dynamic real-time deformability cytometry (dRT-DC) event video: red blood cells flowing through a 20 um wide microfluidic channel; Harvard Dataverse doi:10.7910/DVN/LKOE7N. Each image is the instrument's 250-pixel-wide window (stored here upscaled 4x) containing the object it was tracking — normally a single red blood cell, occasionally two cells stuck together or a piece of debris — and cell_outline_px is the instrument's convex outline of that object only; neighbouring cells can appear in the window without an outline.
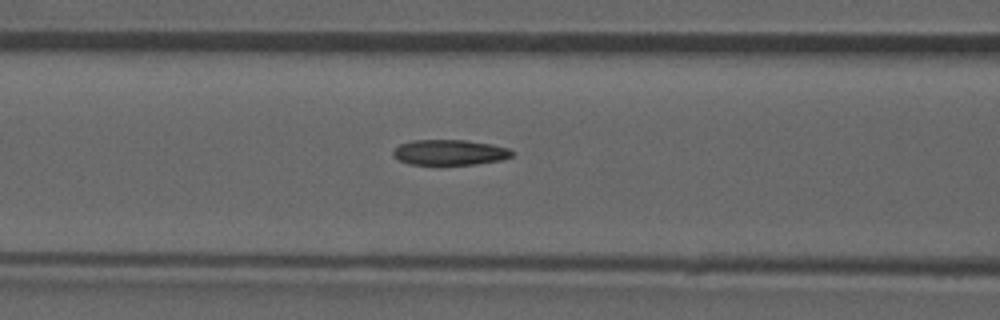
{"species": "common noctule bat (a hibernating species)", "species_latin": "Nyctalus noctula", "temperature_condition": "room temperature", "stored_images_in_passage": 47, "camera_frame_rate_fps": 3000, "um_per_image_px": 0.085, "animal": {"sex": "male", "forearm_length_mm": 52.5}, "frame": {"image": 1, "passage_image": 21, "time_ms": 6.667, "image_size_px": [1000, 320], "cell_outline_px": [[512, 156], [500, 160], [476, 164], [408, 164], [400, 160], [392, 152], [400, 144], [412, 140], [464, 140], [492, 144], [508, 148], [512, 152]], "centroid_in_image_um": [38.23, 12.94], "position_along_channel_um": 128.4, "area_um2": 17.34}, "authors_computed_cell_mechanics": {"area_um2": 18.3804, "velocity_mm_per_s": 3.9425, "shape_relaxation_time_tau1_ms": null, "shape_relaxation_time_tau2_ms": 4.1071, "deformation_change_tau1": null, "deformation_change_tau2": 0.1224}}